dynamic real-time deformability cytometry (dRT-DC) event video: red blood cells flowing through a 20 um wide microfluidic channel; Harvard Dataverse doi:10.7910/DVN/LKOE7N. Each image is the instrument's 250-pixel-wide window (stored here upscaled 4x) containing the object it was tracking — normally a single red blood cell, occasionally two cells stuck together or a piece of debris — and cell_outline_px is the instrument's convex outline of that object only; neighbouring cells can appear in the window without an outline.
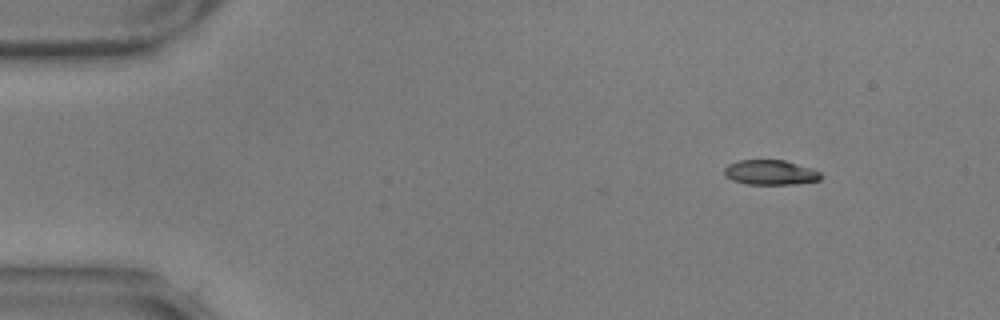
{"species": "common noctule bat (a hibernating species)", "species_latin": "Nyctalus noctula", "temperature_condition": "warm", "stored_images_in_passage": 3, "camera_frame_rate_fps": 3000, "um_per_image_px": 0.085, "animal": {"sex": "male", "body_mass_g": 17.9, "forearm_length_mm": 54.2}, "frame": {"image": 1, "passage_image": 1, "time_ms": 0.0, "image_size_px": [1000, 320], "cell_outline_px": [[824, 176], [820, 180], [796, 184], [748, 184], [732, 180], [724, 176], [724, 168], [728, 164], [740, 160], [784, 160], [812, 168], [820, 172]], "centroid_in_image_um": [65.5, 14.66], "position_along_channel_um": 19.5, "area_um2": 14.1}}